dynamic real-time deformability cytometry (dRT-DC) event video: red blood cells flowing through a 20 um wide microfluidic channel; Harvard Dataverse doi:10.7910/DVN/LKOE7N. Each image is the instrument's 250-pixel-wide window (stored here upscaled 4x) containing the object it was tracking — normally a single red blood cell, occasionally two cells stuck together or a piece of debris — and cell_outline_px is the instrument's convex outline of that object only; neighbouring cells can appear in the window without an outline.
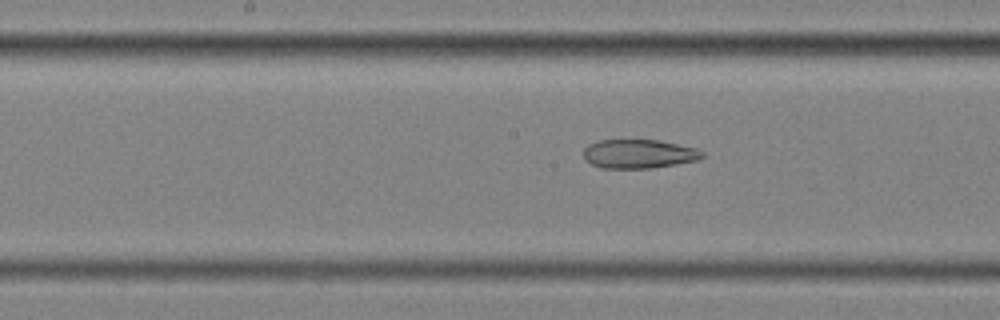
{"species": "common noctule bat (a hibernating species)", "species_latin": "Nyctalus noctula", "temperature_condition": "cold", "stored_images_in_passage": 37, "camera_frame_rate_fps": 3000, "um_per_image_px": 0.085, "animal": {"sex": "female", "body_mass_g": 25.1}, "frame": {"image": 1, "passage_image": 19, "time_ms": 6.0, "image_size_px": [1000, 320], "cell_outline_px": [[704, 156], [700, 160], [676, 164], [648, 168], [600, 168], [584, 160], [584, 148], [588, 144], [600, 140], [660, 140], [696, 148], [704, 152]], "centroid_in_image_um": [54.31, 13.08], "position_along_channel_um": 193.9, "area_um2": 20.11}}
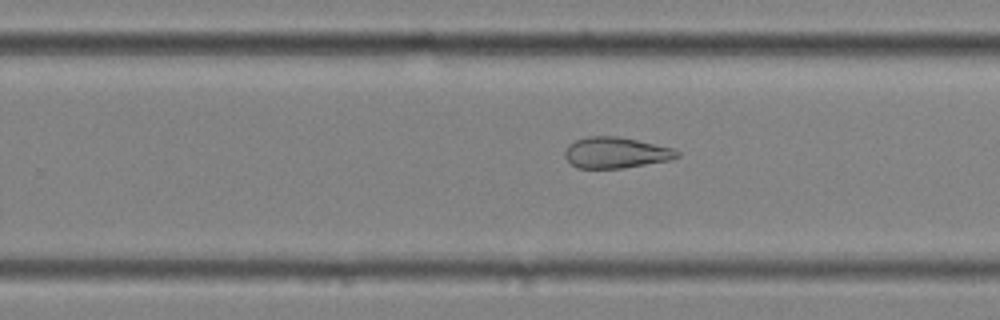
{"frame": {"image": 2, "passage_image": 26, "time_ms": 8.333, "image_size_px": [1000, 320], "cell_outline_px": [[680, 156], [672, 160], [624, 168], [576, 168], [564, 156], [564, 152], [568, 144], [576, 140], [588, 136], [616, 136], [676, 148], [680, 152]], "centroid_in_image_um": [52.38, 12.98], "position_along_channel_um": 277.4, "area_um2": 20.46}}
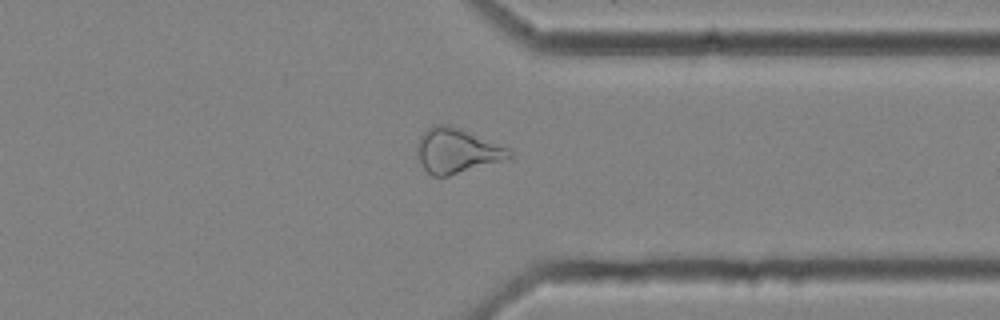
{"frame": {"image": 3, "passage_image": 34, "time_ms": 11.0, "image_size_px": [1000, 320], "cell_outline_px": [[512, 156], [500, 160], [448, 176], [432, 176], [424, 168], [420, 160], [416, 148], [416, 144], [420, 136], [432, 124], [448, 124], [460, 128], [512, 148]], "centroid_in_image_um": [38.82, 12.78], "position_along_channel_um": 372.6, "area_um2": 23.87}}